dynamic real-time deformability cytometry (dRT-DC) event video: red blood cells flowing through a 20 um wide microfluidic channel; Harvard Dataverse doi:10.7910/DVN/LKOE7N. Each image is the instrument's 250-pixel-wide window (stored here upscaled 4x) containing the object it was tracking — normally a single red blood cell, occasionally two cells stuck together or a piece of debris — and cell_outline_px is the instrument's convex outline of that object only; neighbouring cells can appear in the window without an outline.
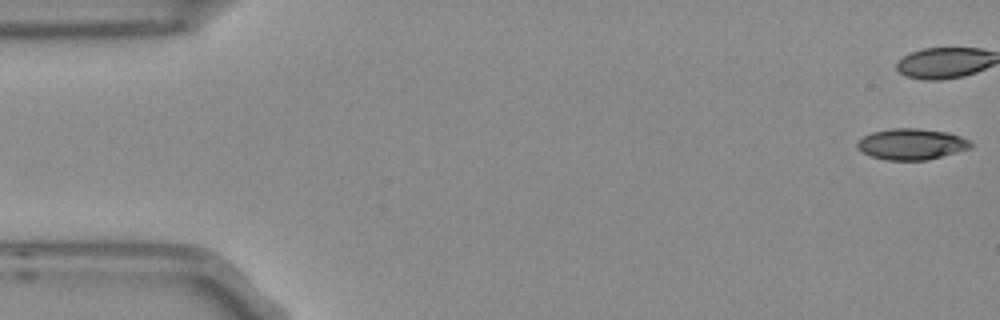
{"species": "Egyptian fruit bat (a non-hibernating species)", "species_latin": "Rousettus aegyptiacus", "temperature_condition": "room temperature", "stored_images_in_passage": 9, "camera_frame_rate_fps": 3000, "um_per_image_px": 0.085, "frame": {"image": 1, "passage_image": 1, "time_ms": 0.0, "image_size_px": [1000, 320], "cell_outline_px": [[972, 148], [928, 160], [888, 160], [872, 156], [856, 148], [856, 140], [872, 132], [888, 128], [920, 128], [948, 132], [960, 136], [968, 140], [972, 144]], "centroid_in_image_um": [77.47, 12.24], "position_along_channel_um": 7.5, "area_um2": 20.69}}
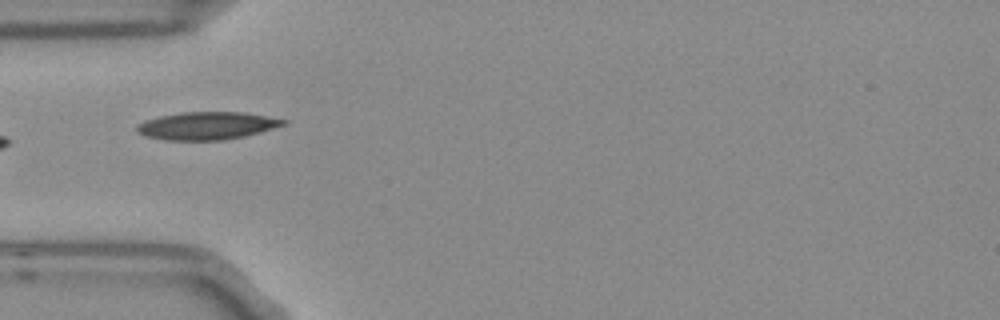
{"frame": {"image": 2, "passage_image": 6, "time_ms": 1.667, "image_size_px": [1000, 320], "cell_outline_px": [[288, 124], [244, 136], [224, 140], [164, 140], [144, 136], [136, 132], [136, 124], [144, 120], [160, 116], [180, 112], [244, 112], [288, 120]], "centroid_in_image_um": [17.55, 10.68], "position_along_channel_um": 67.4, "area_um2": 23.81}}
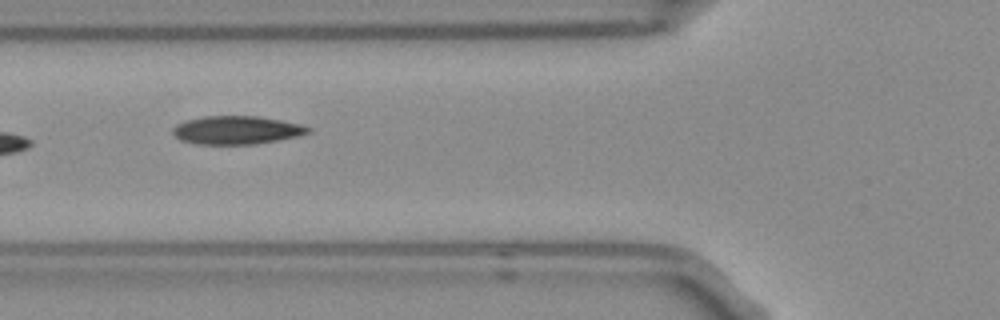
{"frame": {"image": 3, "passage_image": 7, "time_ms": 2.0, "image_size_px": [1000, 320], "cell_outline_px": [[312, 132], [296, 136], [256, 144], [196, 144], [180, 140], [172, 132], [172, 128], [176, 124], [184, 120], [204, 116], [260, 116], [300, 124], [312, 128]], "centroid_in_image_um": [20.09, 11.05], "position_along_channel_um": 105.7, "area_um2": 22.37}}